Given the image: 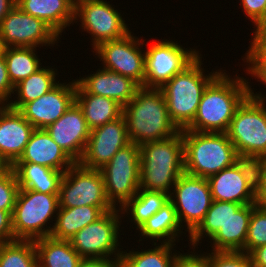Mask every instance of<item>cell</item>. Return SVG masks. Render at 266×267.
I'll return each instance as SVG.
<instances>
[{"instance_id": "38", "label": "cell", "mask_w": 266, "mask_h": 267, "mask_svg": "<svg viewBox=\"0 0 266 267\" xmlns=\"http://www.w3.org/2000/svg\"><path fill=\"white\" fill-rule=\"evenodd\" d=\"M19 189L16 175L11 167L0 172V210L8 211L12 215Z\"/></svg>"}, {"instance_id": "24", "label": "cell", "mask_w": 266, "mask_h": 267, "mask_svg": "<svg viewBox=\"0 0 266 267\" xmlns=\"http://www.w3.org/2000/svg\"><path fill=\"white\" fill-rule=\"evenodd\" d=\"M113 209L115 208L89 205L73 208L59 207L50 237L57 240H70L81 229Z\"/></svg>"}, {"instance_id": "7", "label": "cell", "mask_w": 266, "mask_h": 267, "mask_svg": "<svg viewBox=\"0 0 266 267\" xmlns=\"http://www.w3.org/2000/svg\"><path fill=\"white\" fill-rule=\"evenodd\" d=\"M58 208V194L20 188L11 215L15 240L35 241L49 237L53 228L47 227L46 222L49 223Z\"/></svg>"}, {"instance_id": "18", "label": "cell", "mask_w": 266, "mask_h": 267, "mask_svg": "<svg viewBox=\"0 0 266 267\" xmlns=\"http://www.w3.org/2000/svg\"><path fill=\"white\" fill-rule=\"evenodd\" d=\"M75 93V80L70 84L58 81L49 92L26 103L19 111L34 128L45 129L67 111L75 101Z\"/></svg>"}, {"instance_id": "28", "label": "cell", "mask_w": 266, "mask_h": 267, "mask_svg": "<svg viewBox=\"0 0 266 267\" xmlns=\"http://www.w3.org/2000/svg\"><path fill=\"white\" fill-rule=\"evenodd\" d=\"M39 267H78L82 257L69 240L44 237L34 241Z\"/></svg>"}, {"instance_id": "11", "label": "cell", "mask_w": 266, "mask_h": 267, "mask_svg": "<svg viewBox=\"0 0 266 267\" xmlns=\"http://www.w3.org/2000/svg\"><path fill=\"white\" fill-rule=\"evenodd\" d=\"M184 49L169 40L150 45L145 52L144 87L161 88L199 56L198 51L194 49Z\"/></svg>"}, {"instance_id": "30", "label": "cell", "mask_w": 266, "mask_h": 267, "mask_svg": "<svg viewBox=\"0 0 266 267\" xmlns=\"http://www.w3.org/2000/svg\"><path fill=\"white\" fill-rule=\"evenodd\" d=\"M176 210L173 203L169 200L158 212L152 215L139 229L141 236L160 240L163 243L173 244L181 231ZM179 231V232H178Z\"/></svg>"}, {"instance_id": "23", "label": "cell", "mask_w": 266, "mask_h": 267, "mask_svg": "<svg viewBox=\"0 0 266 267\" xmlns=\"http://www.w3.org/2000/svg\"><path fill=\"white\" fill-rule=\"evenodd\" d=\"M17 6L25 13L44 21L58 35L75 22L73 0H17Z\"/></svg>"}, {"instance_id": "34", "label": "cell", "mask_w": 266, "mask_h": 267, "mask_svg": "<svg viewBox=\"0 0 266 267\" xmlns=\"http://www.w3.org/2000/svg\"><path fill=\"white\" fill-rule=\"evenodd\" d=\"M174 245L162 242L154 249L122 252L119 258L121 267H173L175 254L172 255L171 250Z\"/></svg>"}, {"instance_id": "10", "label": "cell", "mask_w": 266, "mask_h": 267, "mask_svg": "<svg viewBox=\"0 0 266 267\" xmlns=\"http://www.w3.org/2000/svg\"><path fill=\"white\" fill-rule=\"evenodd\" d=\"M118 212L116 208L105 212L99 219L81 229L69 240L73 249L82 258L110 259L114 253L115 259L120 258L123 251L117 249L119 246L118 230L121 225Z\"/></svg>"}, {"instance_id": "41", "label": "cell", "mask_w": 266, "mask_h": 267, "mask_svg": "<svg viewBox=\"0 0 266 267\" xmlns=\"http://www.w3.org/2000/svg\"><path fill=\"white\" fill-rule=\"evenodd\" d=\"M255 205L266 209V159L255 161Z\"/></svg>"}, {"instance_id": "9", "label": "cell", "mask_w": 266, "mask_h": 267, "mask_svg": "<svg viewBox=\"0 0 266 267\" xmlns=\"http://www.w3.org/2000/svg\"><path fill=\"white\" fill-rule=\"evenodd\" d=\"M60 208L81 206L113 207L105 193L104 178L100 169H88L75 163L62 177L59 193Z\"/></svg>"}, {"instance_id": "45", "label": "cell", "mask_w": 266, "mask_h": 267, "mask_svg": "<svg viewBox=\"0 0 266 267\" xmlns=\"http://www.w3.org/2000/svg\"><path fill=\"white\" fill-rule=\"evenodd\" d=\"M110 259H101V258H82L78 267H121L120 260L111 258Z\"/></svg>"}, {"instance_id": "40", "label": "cell", "mask_w": 266, "mask_h": 267, "mask_svg": "<svg viewBox=\"0 0 266 267\" xmlns=\"http://www.w3.org/2000/svg\"><path fill=\"white\" fill-rule=\"evenodd\" d=\"M207 255L211 267H252L250 255L245 252L214 251Z\"/></svg>"}, {"instance_id": "4", "label": "cell", "mask_w": 266, "mask_h": 267, "mask_svg": "<svg viewBox=\"0 0 266 267\" xmlns=\"http://www.w3.org/2000/svg\"><path fill=\"white\" fill-rule=\"evenodd\" d=\"M185 173L208 178L240 160L226 133L180 130Z\"/></svg>"}, {"instance_id": "8", "label": "cell", "mask_w": 266, "mask_h": 267, "mask_svg": "<svg viewBox=\"0 0 266 267\" xmlns=\"http://www.w3.org/2000/svg\"><path fill=\"white\" fill-rule=\"evenodd\" d=\"M100 171L108 201L114 208L116 202L122 208L139 190L140 146L130 142L119 149Z\"/></svg>"}, {"instance_id": "39", "label": "cell", "mask_w": 266, "mask_h": 267, "mask_svg": "<svg viewBox=\"0 0 266 267\" xmlns=\"http://www.w3.org/2000/svg\"><path fill=\"white\" fill-rule=\"evenodd\" d=\"M242 8L255 27V38H262L266 34V0H241Z\"/></svg>"}, {"instance_id": "32", "label": "cell", "mask_w": 266, "mask_h": 267, "mask_svg": "<svg viewBox=\"0 0 266 267\" xmlns=\"http://www.w3.org/2000/svg\"><path fill=\"white\" fill-rule=\"evenodd\" d=\"M242 206L240 203L213 200L209 210L199 226L189 235L190 244L195 246L205 233L211 239Z\"/></svg>"}, {"instance_id": "47", "label": "cell", "mask_w": 266, "mask_h": 267, "mask_svg": "<svg viewBox=\"0 0 266 267\" xmlns=\"http://www.w3.org/2000/svg\"><path fill=\"white\" fill-rule=\"evenodd\" d=\"M17 5V0H0V25L1 21Z\"/></svg>"}, {"instance_id": "48", "label": "cell", "mask_w": 266, "mask_h": 267, "mask_svg": "<svg viewBox=\"0 0 266 267\" xmlns=\"http://www.w3.org/2000/svg\"><path fill=\"white\" fill-rule=\"evenodd\" d=\"M9 166L2 160V158L0 157V172L4 171L5 169H7Z\"/></svg>"}, {"instance_id": "6", "label": "cell", "mask_w": 266, "mask_h": 267, "mask_svg": "<svg viewBox=\"0 0 266 267\" xmlns=\"http://www.w3.org/2000/svg\"><path fill=\"white\" fill-rule=\"evenodd\" d=\"M200 58L198 56L160 88L170 119L179 130L186 129L193 122L203 91L221 72L220 70L205 76Z\"/></svg>"}, {"instance_id": "27", "label": "cell", "mask_w": 266, "mask_h": 267, "mask_svg": "<svg viewBox=\"0 0 266 267\" xmlns=\"http://www.w3.org/2000/svg\"><path fill=\"white\" fill-rule=\"evenodd\" d=\"M75 102L82 110L90 130L113 121L123 114V107L108 97L93 94H75Z\"/></svg>"}, {"instance_id": "20", "label": "cell", "mask_w": 266, "mask_h": 267, "mask_svg": "<svg viewBox=\"0 0 266 267\" xmlns=\"http://www.w3.org/2000/svg\"><path fill=\"white\" fill-rule=\"evenodd\" d=\"M141 86L133 79L102 69L86 78L76 80L75 94H93L108 97L125 107Z\"/></svg>"}, {"instance_id": "3", "label": "cell", "mask_w": 266, "mask_h": 267, "mask_svg": "<svg viewBox=\"0 0 266 267\" xmlns=\"http://www.w3.org/2000/svg\"><path fill=\"white\" fill-rule=\"evenodd\" d=\"M185 173L182 132L140 145L139 189L170 195L178 178Z\"/></svg>"}, {"instance_id": "37", "label": "cell", "mask_w": 266, "mask_h": 267, "mask_svg": "<svg viewBox=\"0 0 266 267\" xmlns=\"http://www.w3.org/2000/svg\"><path fill=\"white\" fill-rule=\"evenodd\" d=\"M251 47L246 53V62L249 63L248 74L258 77L266 84V41L263 38H253ZM251 64V66H250Z\"/></svg>"}, {"instance_id": "43", "label": "cell", "mask_w": 266, "mask_h": 267, "mask_svg": "<svg viewBox=\"0 0 266 267\" xmlns=\"http://www.w3.org/2000/svg\"><path fill=\"white\" fill-rule=\"evenodd\" d=\"M11 93H14V86L8 76L4 55L0 53V102L2 104L5 101L8 102L9 98H11Z\"/></svg>"}, {"instance_id": "44", "label": "cell", "mask_w": 266, "mask_h": 267, "mask_svg": "<svg viewBox=\"0 0 266 267\" xmlns=\"http://www.w3.org/2000/svg\"><path fill=\"white\" fill-rule=\"evenodd\" d=\"M15 240L12 230V216L8 211L0 210V243Z\"/></svg>"}, {"instance_id": "31", "label": "cell", "mask_w": 266, "mask_h": 267, "mask_svg": "<svg viewBox=\"0 0 266 267\" xmlns=\"http://www.w3.org/2000/svg\"><path fill=\"white\" fill-rule=\"evenodd\" d=\"M35 49L36 47L2 48L1 53L4 55L8 76L13 86L42 67Z\"/></svg>"}, {"instance_id": "35", "label": "cell", "mask_w": 266, "mask_h": 267, "mask_svg": "<svg viewBox=\"0 0 266 267\" xmlns=\"http://www.w3.org/2000/svg\"><path fill=\"white\" fill-rule=\"evenodd\" d=\"M0 267H39L34 241L0 243Z\"/></svg>"}, {"instance_id": "46", "label": "cell", "mask_w": 266, "mask_h": 267, "mask_svg": "<svg viewBox=\"0 0 266 267\" xmlns=\"http://www.w3.org/2000/svg\"><path fill=\"white\" fill-rule=\"evenodd\" d=\"M249 255L252 267H266V245L255 248Z\"/></svg>"}, {"instance_id": "14", "label": "cell", "mask_w": 266, "mask_h": 267, "mask_svg": "<svg viewBox=\"0 0 266 267\" xmlns=\"http://www.w3.org/2000/svg\"><path fill=\"white\" fill-rule=\"evenodd\" d=\"M207 180L213 200L255 204V161L240 159Z\"/></svg>"}, {"instance_id": "5", "label": "cell", "mask_w": 266, "mask_h": 267, "mask_svg": "<svg viewBox=\"0 0 266 267\" xmlns=\"http://www.w3.org/2000/svg\"><path fill=\"white\" fill-rule=\"evenodd\" d=\"M264 95H249L237 107L226 132L240 159H266V106Z\"/></svg>"}, {"instance_id": "50", "label": "cell", "mask_w": 266, "mask_h": 267, "mask_svg": "<svg viewBox=\"0 0 266 267\" xmlns=\"http://www.w3.org/2000/svg\"><path fill=\"white\" fill-rule=\"evenodd\" d=\"M2 52V46H1V43H0V53Z\"/></svg>"}, {"instance_id": "33", "label": "cell", "mask_w": 266, "mask_h": 267, "mask_svg": "<svg viewBox=\"0 0 266 267\" xmlns=\"http://www.w3.org/2000/svg\"><path fill=\"white\" fill-rule=\"evenodd\" d=\"M170 195L162 191H147L139 189L137 194L130 199L121 209L126 213L128 210L132 215V221L139 228L156 212H158L168 201Z\"/></svg>"}, {"instance_id": "21", "label": "cell", "mask_w": 266, "mask_h": 267, "mask_svg": "<svg viewBox=\"0 0 266 267\" xmlns=\"http://www.w3.org/2000/svg\"><path fill=\"white\" fill-rule=\"evenodd\" d=\"M34 129L19 110L0 106V157L9 167L23 154Z\"/></svg>"}, {"instance_id": "26", "label": "cell", "mask_w": 266, "mask_h": 267, "mask_svg": "<svg viewBox=\"0 0 266 267\" xmlns=\"http://www.w3.org/2000/svg\"><path fill=\"white\" fill-rule=\"evenodd\" d=\"M13 169L19 187L45 194H58L63 171L31 162H15Z\"/></svg>"}, {"instance_id": "12", "label": "cell", "mask_w": 266, "mask_h": 267, "mask_svg": "<svg viewBox=\"0 0 266 267\" xmlns=\"http://www.w3.org/2000/svg\"><path fill=\"white\" fill-rule=\"evenodd\" d=\"M173 189L174 192L170 191V201L180 225L185 220L187 231L191 234L202 222L213 201L208 180L183 173Z\"/></svg>"}, {"instance_id": "25", "label": "cell", "mask_w": 266, "mask_h": 267, "mask_svg": "<svg viewBox=\"0 0 266 267\" xmlns=\"http://www.w3.org/2000/svg\"><path fill=\"white\" fill-rule=\"evenodd\" d=\"M255 204L242 205L226 224L210 239L212 251L244 252L249 221Z\"/></svg>"}, {"instance_id": "13", "label": "cell", "mask_w": 266, "mask_h": 267, "mask_svg": "<svg viewBox=\"0 0 266 267\" xmlns=\"http://www.w3.org/2000/svg\"><path fill=\"white\" fill-rule=\"evenodd\" d=\"M120 15L103 0H78L75 3V20L80 17L82 29L94 37L93 49L101 43L122 38L130 32Z\"/></svg>"}, {"instance_id": "17", "label": "cell", "mask_w": 266, "mask_h": 267, "mask_svg": "<svg viewBox=\"0 0 266 267\" xmlns=\"http://www.w3.org/2000/svg\"><path fill=\"white\" fill-rule=\"evenodd\" d=\"M130 143L127 123L123 114L98 128L91 130L79 164L88 169H100Z\"/></svg>"}, {"instance_id": "29", "label": "cell", "mask_w": 266, "mask_h": 267, "mask_svg": "<svg viewBox=\"0 0 266 267\" xmlns=\"http://www.w3.org/2000/svg\"><path fill=\"white\" fill-rule=\"evenodd\" d=\"M55 77L56 73L52 68L38 69L14 86V92H18V100L10 101L7 105L12 109L20 110L26 103L38 99L54 88L58 84Z\"/></svg>"}, {"instance_id": "2", "label": "cell", "mask_w": 266, "mask_h": 267, "mask_svg": "<svg viewBox=\"0 0 266 267\" xmlns=\"http://www.w3.org/2000/svg\"><path fill=\"white\" fill-rule=\"evenodd\" d=\"M130 142L141 145L177 135L180 130L171 121L160 88L141 86L135 97L123 107Z\"/></svg>"}, {"instance_id": "42", "label": "cell", "mask_w": 266, "mask_h": 267, "mask_svg": "<svg viewBox=\"0 0 266 267\" xmlns=\"http://www.w3.org/2000/svg\"><path fill=\"white\" fill-rule=\"evenodd\" d=\"M173 267H211L207 255L178 254L175 253Z\"/></svg>"}, {"instance_id": "16", "label": "cell", "mask_w": 266, "mask_h": 267, "mask_svg": "<svg viewBox=\"0 0 266 267\" xmlns=\"http://www.w3.org/2000/svg\"><path fill=\"white\" fill-rule=\"evenodd\" d=\"M141 40L129 32L122 38L101 43L94 49L104 69L129 77L144 87L145 53L138 48Z\"/></svg>"}, {"instance_id": "22", "label": "cell", "mask_w": 266, "mask_h": 267, "mask_svg": "<svg viewBox=\"0 0 266 267\" xmlns=\"http://www.w3.org/2000/svg\"><path fill=\"white\" fill-rule=\"evenodd\" d=\"M16 162H31L63 172L76 163L46 129L37 128L33 130L23 154Z\"/></svg>"}, {"instance_id": "49", "label": "cell", "mask_w": 266, "mask_h": 267, "mask_svg": "<svg viewBox=\"0 0 266 267\" xmlns=\"http://www.w3.org/2000/svg\"><path fill=\"white\" fill-rule=\"evenodd\" d=\"M262 38L266 41V34Z\"/></svg>"}, {"instance_id": "36", "label": "cell", "mask_w": 266, "mask_h": 267, "mask_svg": "<svg viewBox=\"0 0 266 267\" xmlns=\"http://www.w3.org/2000/svg\"><path fill=\"white\" fill-rule=\"evenodd\" d=\"M263 245H266V209L256 205L250 217L244 252L250 254Z\"/></svg>"}, {"instance_id": "19", "label": "cell", "mask_w": 266, "mask_h": 267, "mask_svg": "<svg viewBox=\"0 0 266 267\" xmlns=\"http://www.w3.org/2000/svg\"><path fill=\"white\" fill-rule=\"evenodd\" d=\"M45 129L51 138L78 163L91 132L78 104L74 101L57 121Z\"/></svg>"}, {"instance_id": "1", "label": "cell", "mask_w": 266, "mask_h": 267, "mask_svg": "<svg viewBox=\"0 0 266 267\" xmlns=\"http://www.w3.org/2000/svg\"><path fill=\"white\" fill-rule=\"evenodd\" d=\"M248 83L220 72L203 91L195 118L185 130L226 133L237 107L249 95Z\"/></svg>"}, {"instance_id": "15", "label": "cell", "mask_w": 266, "mask_h": 267, "mask_svg": "<svg viewBox=\"0 0 266 267\" xmlns=\"http://www.w3.org/2000/svg\"><path fill=\"white\" fill-rule=\"evenodd\" d=\"M59 35L44 21L25 13L17 5L1 21L0 43L5 47H37L54 44Z\"/></svg>"}]
</instances>
